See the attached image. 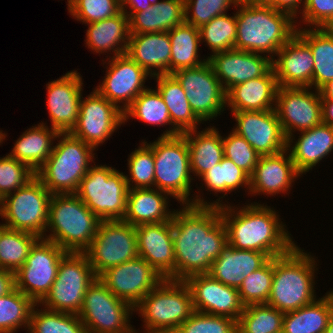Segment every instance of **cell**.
Here are the masks:
<instances>
[{
    "label": "cell",
    "mask_w": 333,
    "mask_h": 333,
    "mask_svg": "<svg viewBox=\"0 0 333 333\" xmlns=\"http://www.w3.org/2000/svg\"><path fill=\"white\" fill-rule=\"evenodd\" d=\"M170 199L169 194L156 188L129 189L123 221L135 227L172 221L175 209H169Z\"/></svg>",
    "instance_id": "32"
},
{
    "label": "cell",
    "mask_w": 333,
    "mask_h": 333,
    "mask_svg": "<svg viewBox=\"0 0 333 333\" xmlns=\"http://www.w3.org/2000/svg\"><path fill=\"white\" fill-rule=\"evenodd\" d=\"M83 80L82 75L74 69L46 84L49 127L59 133H70L77 123Z\"/></svg>",
    "instance_id": "21"
},
{
    "label": "cell",
    "mask_w": 333,
    "mask_h": 333,
    "mask_svg": "<svg viewBox=\"0 0 333 333\" xmlns=\"http://www.w3.org/2000/svg\"><path fill=\"white\" fill-rule=\"evenodd\" d=\"M333 314V289L314 302L284 313L282 333H324Z\"/></svg>",
    "instance_id": "36"
},
{
    "label": "cell",
    "mask_w": 333,
    "mask_h": 333,
    "mask_svg": "<svg viewBox=\"0 0 333 333\" xmlns=\"http://www.w3.org/2000/svg\"><path fill=\"white\" fill-rule=\"evenodd\" d=\"M97 278L107 269L137 258L135 226L123 220H103L85 251Z\"/></svg>",
    "instance_id": "13"
},
{
    "label": "cell",
    "mask_w": 333,
    "mask_h": 333,
    "mask_svg": "<svg viewBox=\"0 0 333 333\" xmlns=\"http://www.w3.org/2000/svg\"><path fill=\"white\" fill-rule=\"evenodd\" d=\"M171 41L170 75L187 68H195L207 61L200 57V30L182 23L168 31Z\"/></svg>",
    "instance_id": "40"
},
{
    "label": "cell",
    "mask_w": 333,
    "mask_h": 333,
    "mask_svg": "<svg viewBox=\"0 0 333 333\" xmlns=\"http://www.w3.org/2000/svg\"><path fill=\"white\" fill-rule=\"evenodd\" d=\"M14 288V272L0 268V297L7 295Z\"/></svg>",
    "instance_id": "58"
},
{
    "label": "cell",
    "mask_w": 333,
    "mask_h": 333,
    "mask_svg": "<svg viewBox=\"0 0 333 333\" xmlns=\"http://www.w3.org/2000/svg\"><path fill=\"white\" fill-rule=\"evenodd\" d=\"M274 273V257L261 268L250 273L238 288L239 297L244 306L267 304L271 293Z\"/></svg>",
    "instance_id": "47"
},
{
    "label": "cell",
    "mask_w": 333,
    "mask_h": 333,
    "mask_svg": "<svg viewBox=\"0 0 333 333\" xmlns=\"http://www.w3.org/2000/svg\"><path fill=\"white\" fill-rule=\"evenodd\" d=\"M7 133L6 132H3V130L0 129V145H2L7 137Z\"/></svg>",
    "instance_id": "63"
},
{
    "label": "cell",
    "mask_w": 333,
    "mask_h": 333,
    "mask_svg": "<svg viewBox=\"0 0 333 333\" xmlns=\"http://www.w3.org/2000/svg\"><path fill=\"white\" fill-rule=\"evenodd\" d=\"M97 279L85 252H67L61 259L50 292L42 307L78 315L87 288Z\"/></svg>",
    "instance_id": "10"
},
{
    "label": "cell",
    "mask_w": 333,
    "mask_h": 333,
    "mask_svg": "<svg viewBox=\"0 0 333 333\" xmlns=\"http://www.w3.org/2000/svg\"><path fill=\"white\" fill-rule=\"evenodd\" d=\"M35 304L17 288L0 297V333H17L23 327L28 331Z\"/></svg>",
    "instance_id": "41"
},
{
    "label": "cell",
    "mask_w": 333,
    "mask_h": 333,
    "mask_svg": "<svg viewBox=\"0 0 333 333\" xmlns=\"http://www.w3.org/2000/svg\"><path fill=\"white\" fill-rule=\"evenodd\" d=\"M236 4L241 5H268L269 0H236Z\"/></svg>",
    "instance_id": "61"
},
{
    "label": "cell",
    "mask_w": 333,
    "mask_h": 333,
    "mask_svg": "<svg viewBox=\"0 0 333 333\" xmlns=\"http://www.w3.org/2000/svg\"><path fill=\"white\" fill-rule=\"evenodd\" d=\"M128 185L123 172L108 165H92L75 193L101 220H123Z\"/></svg>",
    "instance_id": "9"
},
{
    "label": "cell",
    "mask_w": 333,
    "mask_h": 333,
    "mask_svg": "<svg viewBox=\"0 0 333 333\" xmlns=\"http://www.w3.org/2000/svg\"><path fill=\"white\" fill-rule=\"evenodd\" d=\"M275 112L288 138L322 123L320 90L311 87H278Z\"/></svg>",
    "instance_id": "17"
},
{
    "label": "cell",
    "mask_w": 333,
    "mask_h": 333,
    "mask_svg": "<svg viewBox=\"0 0 333 333\" xmlns=\"http://www.w3.org/2000/svg\"><path fill=\"white\" fill-rule=\"evenodd\" d=\"M235 6L236 0H184L185 23L199 29Z\"/></svg>",
    "instance_id": "50"
},
{
    "label": "cell",
    "mask_w": 333,
    "mask_h": 333,
    "mask_svg": "<svg viewBox=\"0 0 333 333\" xmlns=\"http://www.w3.org/2000/svg\"><path fill=\"white\" fill-rule=\"evenodd\" d=\"M175 333H238V321L226 316L194 311Z\"/></svg>",
    "instance_id": "49"
},
{
    "label": "cell",
    "mask_w": 333,
    "mask_h": 333,
    "mask_svg": "<svg viewBox=\"0 0 333 333\" xmlns=\"http://www.w3.org/2000/svg\"><path fill=\"white\" fill-rule=\"evenodd\" d=\"M35 176L36 173L26 164L9 154L0 157V194L3 198L25 186Z\"/></svg>",
    "instance_id": "51"
},
{
    "label": "cell",
    "mask_w": 333,
    "mask_h": 333,
    "mask_svg": "<svg viewBox=\"0 0 333 333\" xmlns=\"http://www.w3.org/2000/svg\"><path fill=\"white\" fill-rule=\"evenodd\" d=\"M297 18V28L303 24L306 28H326L333 21V0H305Z\"/></svg>",
    "instance_id": "53"
},
{
    "label": "cell",
    "mask_w": 333,
    "mask_h": 333,
    "mask_svg": "<svg viewBox=\"0 0 333 333\" xmlns=\"http://www.w3.org/2000/svg\"><path fill=\"white\" fill-rule=\"evenodd\" d=\"M66 5L72 18L82 24L105 20L122 11L120 0H70Z\"/></svg>",
    "instance_id": "48"
},
{
    "label": "cell",
    "mask_w": 333,
    "mask_h": 333,
    "mask_svg": "<svg viewBox=\"0 0 333 333\" xmlns=\"http://www.w3.org/2000/svg\"><path fill=\"white\" fill-rule=\"evenodd\" d=\"M188 285L195 311L239 319L244 310L238 289L227 286L208 273L188 276Z\"/></svg>",
    "instance_id": "22"
},
{
    "label": "cell",
    "mask_w": 333,
    "mask_h": 333,
    "mask_svg": "<svg viewBox=\"0 0 333 333\" xmlns=\"http://www.w3.org/2000/svg\"><path fill=\"white\" fill-rule=\"evenodd\" d=\"M220 212L228 244L236 249L264 252L272 258L288 253L297 244L280 212L267 203L248 202L241 207L230 203L220 207Z\"/></svg>",
    "instance_id": "2"
},
{
    "label": "cell",
    "mask_w": 333,
    "mask_h": 333,
    "mask_svg": "<svg viewBox=\"0 0 333 333\" xmlns=\"http://www.w3.org/2000/svg\"><path fill=\"white\" fill-rule=\"evenodd\" d=\"M236 8V9H235ZM235 49L275 57L295 34V19L268 5L236 4ZM266 53V54H265Z\"/></svg>",
    "instance_id": "3"
},
{
    "label": "cell",
    "mask_w": 333,
    "mask_h": 333,
    "mask_svg": "<svg viewBox=\"0 0 333 333\" xmlns=\"http://www.w3.org/2000/svg\"><path fill=\"white\" fill-rule=\"evenodd\" d=\"M3 197L2 195L0 194V213H1V210H2V207H3Z\"/></svg>",
    "instance_id": "66"
},
{
    "label": "cell",
    "mask_w": 333,
    "mask_h": 333,
    "mask_svg": "<svg viewBox=\"0 0 333 333\" xmlns=\"http://www.w3.org/2000/svg\"><path fill=\"white\" fill-rule=\"evenodd\" d=\"M284 313L268 304L244 306L238 333H282Z\"/></svg>",
    "instance_id": "44"
},
{
    "label": "cell",
    "mask_w": 333,
    "mask_h": 333,
    "mask_svg": "<svg viewBox=\"0 0 333 333\" xmlns=\"http://www.w3.org/2000/svg\"><path fill=\"white\" fill-rule=\"evenodd\" d=\"M121 125L123 112L94 87L88 96L82 95L77 123L70 134L98 150Z\"/></svg>",
    "instance_id": "16"
},
{
    "label": "cell",
    "mask_w": 333,
    "mask_h": 333,
    "mask_svg": "<svg viewBox=\"0 0 333 333\" xmlns=\"http://www.w3.org/2000/svg\"><path fill=\"white\" fill-rule=\"evenodd\" d=\"M287 149L273 155L260 156L253 173L250 175L249 196L260 194L271 196L290 192L296 179L302 177L297 171Z\"/></svg>",
    "instance_id": "24"
},
{
    "label": "cell",
    "mask_w": 333,
    "mask_h": 333,
    "mask_svg": "<svg viewBox=\"0 0 333 333\" xmlns=\"http://www.w3.org/2000/svg\"><path fill=\"white\" fill-rule=\"evenodd\" d=\"M87 25L84 41L93 54L108 53L107 58L126 54L130 32L129 18L123 11L113 17Z\"/></svg>",
    "instance_id": "33"
},
{
    "label": "cell",
    "mask_w": 333,
    "mask_h": 333,
    "mask_svg": "<svg viewBox=\"0 0 333 333\" xmlns=\"http://www.w3.org/2000/svg\"><path fill=\"white\" fill-rule=\"evenodd\" d=\"M275 56L272 68L278 87L313 88L314 58L310 47L297 34Z\"/></svg>",
    "instance_id": "26"
},
{
    "label": "cell",
    "mask_w": 333,
    "mask_h": 333,
    "mask_svg": "<svg viewBox=\"0 0 333 333\" xmlns=\"http://www.w3.org/2000/svg\"><path fill=\"white\" fill-rule=\"evenodd\" d=\"M287 138V150L297 171L303 176L333 152V127L321 123ZM295 140V141H294Z\"/></svg>",
    "instance_id": "27"
},
{
    "label": "cell",
    "mask_w": 333,
    "mask_h": 333,
    "mask_svg": "<svg viewBox=\"0 0 333 333\" xmlns=\"http://www.w3.org/2000/svg\"><path fill=\"white\" fill-rule=\"evenodd\" d=\"M296 34L310 47L314 58L313 89L333 79V32L326 28H297Z\"/></svg>",
    "instance_id": "39"
},
{
    "label": "cell",
    "mask_w": 333,
    "mask_h": 333,
    "mask_svg": "<svg viewBox=\"0 0 333 333\" xmlns=\"http://www.w3.org/2000/svg\"><path fill=\"white\" fill-rule=\"evenodd\" d=\"M296 244L288 253L274 257V273L267 304L282 313L295 311L314 302L316 295V256ZM318 266V267H317Z\"/></svg>",
    "instance_id": "4"
},
{
    "label": "cell",
    "mask_w": 333,
    "mask_h": 333,
    "mask_svg": "<svg viewBox=\"0 0 333 333\" xmlns=\"http://www.w3.org/2000/svg\"><path fill=\"white\" fill-rule=\"evenodd\" d=\"M102 60L106 74L96 86V90L121 112H124L134 99L147 87L145 82L151 75L134 62L127 54Z\"/></svg>",
    "instance_id": "18"
},
{
    "label": "cell",
    "mask_w": 333,
    "mask_h": 333,
    "mask_svg": "<svg viewBox=\"0 0 333 333\" xmlns=\"http://www.w3.org/2000/svg\"><path fill=\"white\" fill-rule=\"evenodd\" d=\"M36 235L6 228L0 237V268L16 272L25 262Z\"/></svg>",
    "instance_id": "43"
},
{
    "label": "cell",
    "mask_w": 333,
    "mask_h": 333,
    "mask_svg": "<svg viewBox=\"0 0 333 333\" xmlns=\"http://www.w3.org/2000/svg\"><path fill=\"white\" fill-rule=\"evenodd\" d=\"M146 88L131 103V105L123 112V124L130 119H137L147 125L157 127H165L169 125L168 130L165 129L160 136H176L182 134L172 123L168 111V107L163 101L160 93L156 88Z\"/></svg>",
    "instance_id": "38"
},
{
    "label": "cell",
    "mask_w": 333,
    "mask_h": 333,
    "mask_svg": "<svg viewBox=\"0 0 333 333\" xmlns=\"http://www.w3.org/2000/svg\"><path fill=\"white\" fill-rule=\"evenodd\" d=\"M326 29L330 32H333V21L326 27Z\"/></svg>",
    "instance_id": "65"
},
{
    "label": "cell",
    "mask_w": 333,
    "mask_h": 333,
    "mask_svg": "<svg viewBox=\"0 0 333 333\" xmlns=\"http://www.w3.org/2000/svg\"><path fill=\"white\" fill-rule=\"evenodd\" d=\"M66 253L56 243L39 238L31 247L26 262L14 273L15 288L40 303L50 292Z\"/></svg>",
    "instance_id": "14"
},
{
    "label": "cell",
    "mask_w": 333,
    "mask_h": 333,
    "mask_svg": "<svg viewBox=\"0 0 333 333\" xmlns=\"http://www.w3.org/2000/svg\"><path fill=\"white\" fill-rule=\"evenodd\" d=\"M139 257L145 259L163 279L175 280V250L172 221L135 227Z\"/></svg>",
    "instance_id": "25"
},
{
    "label": "cell",
    "mask_w": 333,
    "mask_h": 333,
    "mask_svg": "<svg viewBox=\"0 0 333 333\" xmlns=\"http://www.w3.org/2000/svg\"><path fill=\"white\" fill-rule=\"evenodd\" d=\"M146 143L153 149L155 188L166 192L181 205H193L192 176L188 143L183 134L159 136ZM192 195V197H191Z\"/></svg>",
    "instance_id": "8"
},
{
    "label": "cell",
    "mask_w": 333,
    "mask_h": 333,
    "mask_svg": "<svg viewBox=\"0 0 333 333\" xmlns=\"http://www.w3.org/2000/svg\"><path fill=\"white\" fill-rule=\"evenodd\" d=\"M232 130L243 137L260 155H273L287 148V138L275 109L268 111L231 112Z\"/></svg>",
    "instance_id": "20"
},
{
    "label": "cell",
    "mask_w": 333,
    "mask_h": 333,
    "mask_svg": "<svg viewBox=\"0 0 333 333\" xmlns=\"http://www.w3.org/2000/svg\"><path fill=\"white\" fill-rule=\"evenodd\" d=\"M182 134L188 143L192 175L194 180L199 179L224 157L222 135L214 125L206 126L199 131L189 130Z\"/></svg>",
    "instance_id": "35"
},
{
    "label": "cell",
    "mask_w": 333,
    "mask_h": 333,
    "mask_svg": "<svg viewBox=\"0 0 333 333\" xmlns=\"http://www.w3.org/2000/svg\"><path fill=\"white\" fill-rule=\"evenodd\" d=\"M98 279L113 295L133 307L163 280L157 271L139 256L105 270Z\"/></svg>",
    "instance_id": "19"
},
{
    "label": "cell",
    "mask_w": 333,
    "mask_h": 333,
    "mask_svg": "<svg viewBox=\"0 0 333 333\" xmlns=\"http://www.w3.org/2000/svg\"><path fill=\"white\" fill-rule=\"evenodd\" d=\"M121 10L129 18L134 12L145 11L148 7L156 5L159 0H120ZM129 11H128V10Z\"/></svg>",
    "instance_id": "57"
},
{
    "label": "cell",
    "mask_w": 333,
    "mask_h": 333,
    "mask_svg": "<svg viewBox=\"0 0 333 333\" xmlns=\"http://www.w3.org/2000/svg\"><path fill=\"white\" fill-rule=\"evenodd\" d=\"M194 311L188 285L170 279H163L134 307L144 323L140 333H175Z\"/></svg>",
    "instance_id": "7"
},
{
    "label": "cell",
    "mask_w": 333,
    "mask_h": 333,
    "mask_svg": "<svg viewBox=\"0 0 333 333\" xmlns=\"http://www.w3.org/2000/svg\"><path fill=\"white\" fill-rule=\"evenodd\" d=\"M270 257L264 252L236 249L227 244L212 263L208 274L221 283L238 289L243 280L261 268Z\"/></svg>",
    "instance_id": "31"
},
{
    "label": "cell",
    "mask_w": 333,
    "mask_h": 333,
    "mask_svg": "<svg viewBox=\"0 0 333 333\" xmlns=\"http://www.w3.org/2000/svg\"><path fill=\"white\" fill-rule=\"evenodd\" d=\"M131 333H139V332H138V329H137V330L135 329V331H133V332H131Z\"/></svg>",
    "instance_id": "67"
},
{
    "label": "cell",
    "mask_w": 333,
    "mask_h": 333,
    "mask_svg": "<svg viewBox=\"0 0 333 333\" xmlns=\"http://www.w3.org/2000/svg\"><path fill=\"white\" fill-rule=\"evenodd\" d=\"M324 333H333V314L328 320L327 327L324 331Z\"/></svg>",
    "instance_id": "62"
},
{
    "label": "cell",
    "mask_w": 333,
    "mask_h": 333,
    "mask_svg": "<svg viewBox=\"0 0 333 333\" xmlns=\"http://www.w3.org/2000/svg\"><path fill=\"white\" fill-rule=\"evenodd\" d=\"M41 307L39 303L33 307L28 333H87L78 315Z\"/></svg>",
    "instance_id": "42"
},
{
    "label": "cell",
    "mask_w": 333,
    "mask_h": 333,
    "mask_svg": "<svg viewBox=\"0 0 333 333\" xmlns=\"http://www.w3.org/2000/svg\"><path fill=\"white\" fill-rule=\"evenodd\" d=\"M7 227L5 226V224L3 222L0 223V237L2 232L6 229Z\"/></svg>",
    "instance_id": "64"
},
{
    "label": "cell",
    "mask_w": 333,
    "mask_h": 333,
    "mask_svg": "<svg viewBox=\"0 0 333 333\" xmlns=\"http://www.w3.org/2000/svg\"><path fill=\"white\" fill-rule=\"evenodd\" d=\"M200 30L201 44L205 43L213 55L214 53L227 51L235 48L237 22L236 13H227L216 16Z\"/></svg>",
    "instance_id": "45"
},
{
    "label": "cell",
    "mask_w": 333,
    "mask_h": 333,
    "mask_svg": "<svg viewBox=\"0 0 333 333\" xmlns=\"http://www.w3.org/2000/svg\"><path fill=\"white\" fill-rule=\"evenodd\" d=\"M225 92L231 87L264 76L272 68V59L264 54L230 49L207 57Z\"/></svg>",
    "instance_id": "23"
},
{
    "label": "cell",
    "mask_w": 333,
    "mask_h": 333,
    "mask_svg": "<svg viewBox=\"0 0 333 333\" xmlns=\"http://www.w3.org/2000/svg\"><path fill=\"white\" fill-rule=\"evenodd\" d=\"M200 180L201 183L199 184H201V186H197L199 188H197L198 192H195L194 195H196L193 197L194 206L222 207L228 205L230 203L227 200L224 201L221 199L234 191H238V189L241 190L240 188H245V192H248L247 195L249 196L250 176L225 156L222 158L221 162L205 172L198 181ZM203 185L210 194L214 193L217 197L218 193H222V195H220L215 201L205 200V197L203 198L200 193L201 191H199L202 189L204 190Z\"/></svg>",
    "instance_id": "28"
},
{
    "label": "cell",
    "mask_w": 333,
    "mask_h": 333,
    "mask_svg": "<svg viewBox=\"0 0 333 333\" xmlns=\"http://www.w3.org/2000/svg\"><path fill=\"white\" fill-rule=\"evenodd\" d=\"M100 222L76 194H53L44 238L56 243L66 252H85L90 247Z\"/></svg>",
    "instance_id": "5"
},
{
    "label": "cell",
    "mask_w": 333,
    "mask_h": 333,
    "mask_svg": "<svg viewBox=\"0 0 333 333\" xmlns=\"http://www.w3.org/2000/svg\"><path fill=\"white\" fill-rule=\"evenodd\" d=\"M172 75L181 84L191 110L202 124L216 120L226 111V92L208 61Z\"/></svg>",
    "instance_id": "15"
},
{
    "label": "cell",
    "mask_w": 333,
    "mask_h": 333,
    "mask_svg": "<svg viewBox=\"0 0 333 333\" xmlns=\"http://www.w3.org/2000/svg\"><path fill=\"white\" fill-rule=\"evenodd\" d=\"M140 145L129 154L128 173L124 172L129 189L155 188V160L153 149L141 140Z\"/></svg>",
    "instance_id": "46"
},
{
    "label": "cell",
    "mask_w": 333,
    "mask_h": 333,
    "mask_svg": "<svg viewBox=\"0 0 333 333\" xmlns=\"http://www.w3.org/2000/svg\"><path fill=\"white\" fill-rule=\"evenodd\" d=\"M51 196L35 176L25 186L4 197L0 218L8 229L44 238Z\"/></svg>",
    "instance_id": "11"
},
{
    "label": "cell",
    "mask_w": 333,
    "mask_h": 333,
    "mask_svg": "<svg viewBox=\"0 0 333 333\" xmlns=\"http://www.w3.org/2000/svg\"><path fill=\"white\" fill-rule=\"evenodd\" d=\"M126 54L152 77L170 74L168 32L130 34Z\"/></svg>",
    "instance_id": "29"
},
{
    "label": "cell",
    "mask_w": 333,
    "mask_h": 333,
    "mask_svg": "<svg viewBox=\"0 0 333 333\" xmlns=\"http://www.w3.org/2000/svg\"><path fill=\"white\" fill-rule=\"evenodd\" d=\"M322 123L333 127V99H321Z\"/></svg>",
    "instance_id": "59"
},
{
    "label": "cell",
    "mask_w": 333,
    "mask_h": 333,
    "mask_svg": "<svg viewBox=\"0 0 333 333\" xmlns=\"http://www.w3.org/2000/svg\"><path fill=\"white\" fill-rule=\"evenodd\" d=\"M58 135V131L41 121L20 135L9 155L36 173L51 155Z\"/></svg>",
    "instance_id": "34"
},
{
    "label": "cell",
    "mask_w": 333,
    "mask_h": 333,
    "mask_svg": "<svg viewBox=\"0 0 333 333\" xmlns=\"http://www.w3.org/2000/svg\"><path fill=\"white\" fill-rule=\"evenodd\" d=\"M224 156L240 167L249 176L253 173L260 155L240 135L231 130L227 136H222Z\"/></svg>",
    "instance_id": "52"
},
{
    "label": "cell",
    "mask_w": 333,
    "mask_h": 333,
    "mask_svg": "<svg viewBox=\"0 0 333 333\" xmlns=\"http://www.w3.org/2000/svg\"><path fill=\"white\" fill-rule=\"evenodd\" d=\"M182 207V208H181ZM172 217L175 280L208 273L228 244L220 207L181 205Z\"/></svg>",
    "instance_id": "1"
},
{
    "label": "cell",
    "mask_w": 333,
    "mask_h": 333,
    "mask_svg": "<svg viewBox=\"0 0 333 333\" xmlns=\"http://www.w3.org/2000/svg\"><path fill=\"white\" fill-rule=\"evenodd\" d=\"M321 99H333V79L330 80L321 89Z\"/></svg>",
    "instance_id": "60"
},
{
    "label": "cell",
    "mask_w": 333,
    "mask_h": 333,
    "mask_svg": "<svg viewBox=\"0 0 333 333\" xmlns=\"http://www.w3.org/2000/svg\"><path fill=\"white\" fill-rule=\"evenodd\" d=\"M159 27L168 32L185 22L184 0H161L156 5Z\"/></svg>",
    "instance_id": "54"
},
{
    "label": "cell",
    "mask_w": 333,
    "mask_h": 333,
    "mask_svg": "<svg viewBox=\"0 0 333 333\" xmlns=\"http://www.w3.org/2000/svg\"><path fill=\"white\" fill-rule=\"evenodd\" d=\"M278 84L273 68L264 76L239 83L226 92V108L237 111H268L275 109Z\"/></svg>",
    "instance_id": "30"
},
{
    "label": "cell",
    "mask_w": 333,
    "mask_h": 333,
    "mask_svg": "<svg viewBox=\"0 0 333 333\" xmlns=\"http://www.w3.org/2000/svg\"><path fill=\"white\" fill-rule=\"evenodd\" d=\"M159 27L157 7L150 6L145 11L134 12L129 17L130 34L162 32Z\"/></svg>",
    "instance_id": "55"
},
{
    "label": "cell",
    "mask_w": 333,
    "mask_h": 333,
    "mask_svg": "<svg viewBox=\"0 0 333 333\" xmlns=\"http://www.w3.org/2000/svg\"><path fill=\"white\" fill-rule=\"evenodd\" d=\"M305 0H269V6L276 10L289 13L295 21L303 8Z\"/></svg>",
    "instance_id": "56"
},
{
    "label": "cell",
    "mask_w": 333,
    "mask_h": 333,
    "mask_svg": "<svg viewBox=\"0 0 333 333\" xmlns=\"http://www.w3.org/2000/svg\"><path fill=\"white\" fill-rule=\"evenodd\" d=\"M56 141L58 143L36 172V177L52 195L75 194L80 181L96 163V149L70 133H59Z\"/></svg>",
    "instance_id": "6"
},
{
    "label": "cell",
    "mask_w": 333,
    "mask_h": 333,
    "mask_svg": "<svg viewBox=\"0 0 333 333\" xmlns=\"http://www.w3.org/2000/svg\"><path fill=\"white\" fill-rule=\"evenodd\" d=\"M134 307L116 297L97 278L84 295L78 314L87 333H131L135 331L130 323Z\"/></svg>",
    "instance_id": "12"
},
{
    "label": "cell",
    "mask_w": 333,
    "mask_h": 333,
    "mask_svg": "<svg viewBox=\"0 0 333 333\" xmlns=\"http://www.w3.org/2000/svg\"><path fill=\"white\" fill-rule=\"evenodd\" d=\"M157 82L155 87L168 107L171 123L181 132L198 128L202 123L191 110L190 104L178 80L170 74L151 77Z\"/></svg>",
    "instance_id": "37"
}]
</instances>
